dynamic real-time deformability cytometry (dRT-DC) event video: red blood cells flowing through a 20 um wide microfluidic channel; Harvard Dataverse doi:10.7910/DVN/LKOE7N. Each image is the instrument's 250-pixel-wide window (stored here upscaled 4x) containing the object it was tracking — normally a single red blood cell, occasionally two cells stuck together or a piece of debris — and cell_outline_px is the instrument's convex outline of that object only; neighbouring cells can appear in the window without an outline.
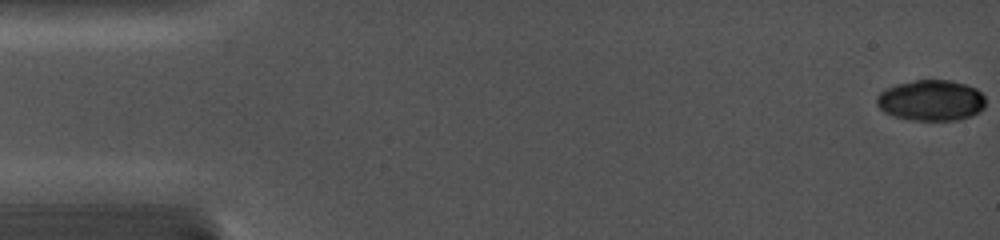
{"species": "common noctule bat (a hibernating species)", "species_latin": "Nyctalus noctula", "temperature_condition": "cold", "stored_images_in_passage": 9, "camera_frame_rate_fps": 5000, "um_per_image_px": 0.085, "animal": {"sex": "female", "body_mass_g": 19.0, "forearm_length_mm": 56.7}, "frame": {"image": 1, "passage_image": 1, "time_ms": 0.0, "image_size_px": [1000, 240], "cell_outline_px": [[984, 108], [972, 116], [956, 120], [912, 120], [896, 116], [884, 112], [876, 104], [876, 96], [884, 88], [896, 84], [916, 80], [952, 80], [976, 88], [984, 96]], "centroid_in_image_um": [79.13, 8.52], "position_along_channel_um": 5.9, "area_um2": 25.95}}
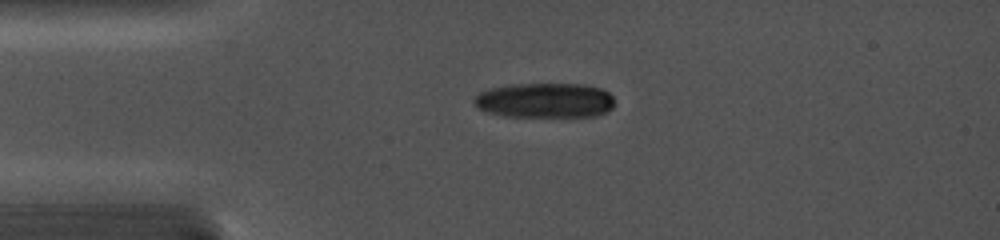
{"frame": {"image": 2, "passage_image": 8, "time_ms": 3.8, "image_size_px": [1000, 240], "cell_outline_px": [[612, 108], [608, 112], [596, 116], [504, 116], [488, 112], [476, 108], [472, 104], [472, 100], [480, 92], [488, 88], [508, 84], [584, 84], [600, 88], [608, 92], [612, 96]], "centroid_in_image_um": [46.27, 8.53], "position_along_channel_um": 38.7, "area_um2": 28.78}}